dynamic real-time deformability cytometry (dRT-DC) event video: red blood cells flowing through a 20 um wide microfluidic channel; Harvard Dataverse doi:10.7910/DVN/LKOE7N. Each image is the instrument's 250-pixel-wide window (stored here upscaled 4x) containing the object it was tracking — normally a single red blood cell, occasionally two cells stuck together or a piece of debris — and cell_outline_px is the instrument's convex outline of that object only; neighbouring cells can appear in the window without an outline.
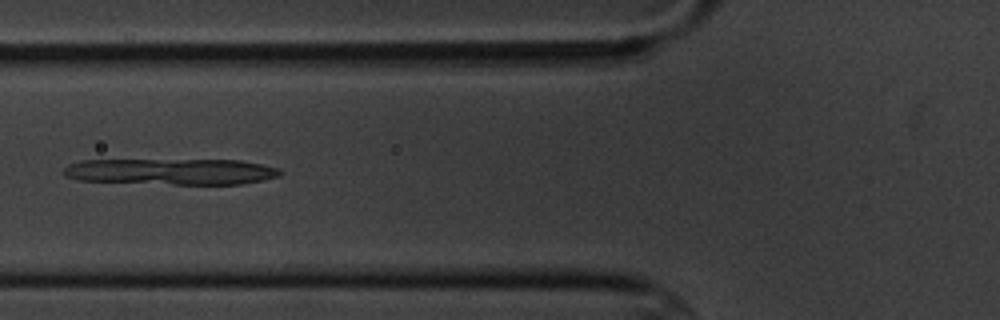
{"species": "common noctule bat (a hibernating species)", "species_latin": "Nyctalus noctula", "temperature_condition": "cold", "stored_images_in_passage": 13, "camera_frame_rate_fps": 3000, "um_per_image_px": 0.085, "animal": {"sex": "male", "body_mass_g": 20.1, "forearm_length_mm": 53.5}, "frame": {"image": 1, "passage_image": 4, "time_ms": 3.667, "image_size_px": [1000, 320], "cell_outline_px": [[280, 176], [240, 184], [172, 184], [80, 180], [64, 176], [60, 172], [68, 164], [80, 160], [240, 160], [280, 168]], "centroid_in_image_um": [14.51, 14.58], "position_along_channel_um": 111.3, "area_um2": 32.89}}